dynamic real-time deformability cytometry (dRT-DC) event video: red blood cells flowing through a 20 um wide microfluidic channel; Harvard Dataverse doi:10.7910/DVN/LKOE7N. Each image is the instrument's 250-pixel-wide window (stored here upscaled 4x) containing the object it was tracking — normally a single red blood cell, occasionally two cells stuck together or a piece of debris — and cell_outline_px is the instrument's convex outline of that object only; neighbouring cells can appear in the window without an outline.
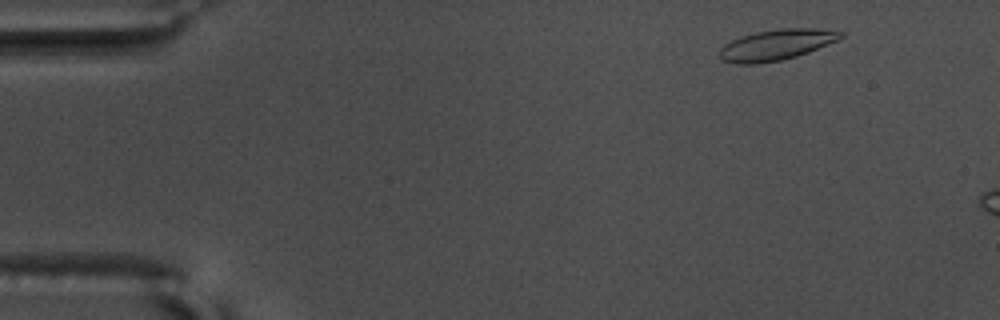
{"species": "common noctule bat (a hibernating species)", "species_latin": "Nyctalus noctula", "temperature_condition": "warm", "stored_images_in_passage": 10, "camera_frame_rate_fps": 3000, "um_per_image_px": 0.085, "animal": {"sex": "male", "body_mass_g": 17.5, "forearm_length_mm": 52.3}, "frame": {"image": 1, "passage_image": 4, "time_ms": 1.0, "image_size_px": [1000, 320], "cell_outline_px": [[844, 36], [840, 40], [808, 52], [796, 56], [780, 60], [756, 64], [736, 64], [720, 60], [720, 48], [724, 44], [740, 36], [756, 32], [784, 28], [812, 28], [844, 32]], "centroid_in_image_um": [65.98, 3.81], "position_along_channel_um": 19.0, "area_um2": 21.73}}